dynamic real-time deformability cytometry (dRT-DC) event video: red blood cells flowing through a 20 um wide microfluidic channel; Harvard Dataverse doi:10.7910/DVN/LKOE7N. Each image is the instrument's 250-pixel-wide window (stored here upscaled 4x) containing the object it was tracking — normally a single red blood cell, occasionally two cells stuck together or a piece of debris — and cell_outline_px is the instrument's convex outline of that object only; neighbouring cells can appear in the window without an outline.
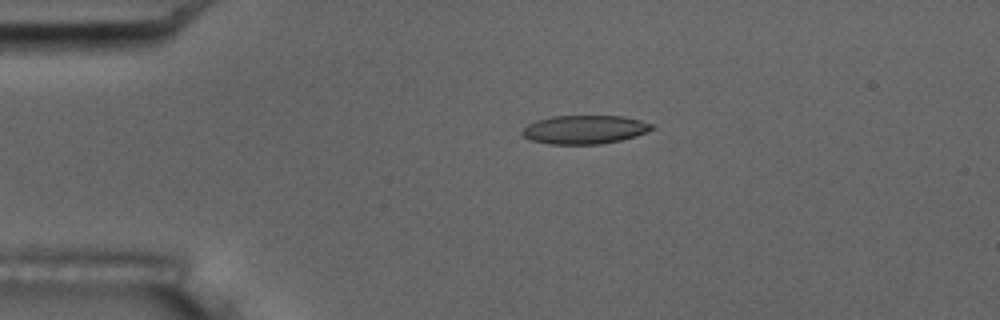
{"species": "common noctule bat (a hibernating species)", "species_latin": "Nyctalus noctula", "temperature_condition": "room temperature", "stored_images_in_passage": 4, "camera_frame_rate_fps": 3000, "um_per_image_px": 0.085, "animal": {"sex": "male", "body_mass_g": 17.5, "forearm_length_mm": 52.3}, "frame": {"image": 1, "passage_image": 3, "time_ms": 2.333, "image_size_px": [1000, 320], "cell_outline_px": [[656, 128], [636, 136], [620, 140], [600, 144], [548, 144], [532, 140], [524, 136], [520, 132], [528, 124], [536, 120], [552, 116], [624, 116], [640, 120], [652, 124]], "centroid_in_image_um": [49.7, 11.01], "position_along_channel_um": 35.3, "area_um2": 21.62}}